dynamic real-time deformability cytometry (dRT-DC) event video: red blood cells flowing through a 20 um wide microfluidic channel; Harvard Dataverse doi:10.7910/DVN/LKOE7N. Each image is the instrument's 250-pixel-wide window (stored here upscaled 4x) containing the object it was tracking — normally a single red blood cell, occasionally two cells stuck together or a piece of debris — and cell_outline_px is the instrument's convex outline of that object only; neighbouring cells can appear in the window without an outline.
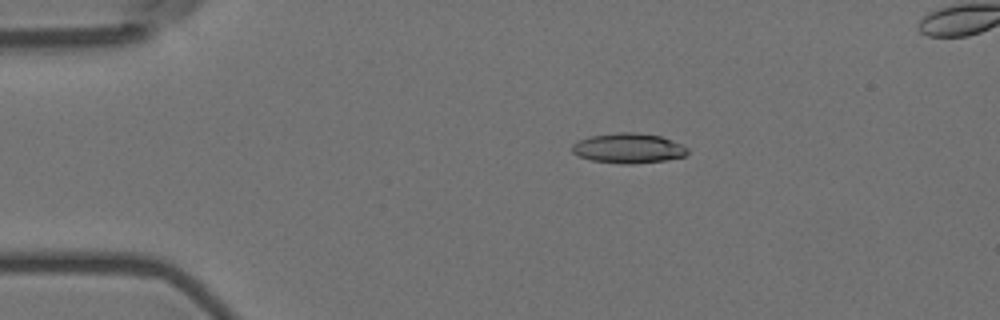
{"species": "Egyptian fruit bat (a non-hibernating species)", "species_latin": "Rousettus aegyptiacus", "temperature_condition": "room temperature", "stored_images_in_passage": 12, "camera_frame_rate_fps": 3000, "um_per_image_px": 0.085, "animal": {"sex": "female"}, "frame": {"image": 1, "passage_image": 2, "time_ms": 0.333, "image_size_px": [1000, 320], "cell_outline_px": [[688, 152], [684, 156], [664, 160], [632, 164], [620, 164], [592, 160], [580, 156], [572, 152], [572, 144], [588, 136], [616, 132], [636, 132], [660, 136], [680, 144], [688, 148]], "centroid_in_image_um": [53.39, 12.59], "position_along_channel_um": 31.6, "area_um2": 20.06}}
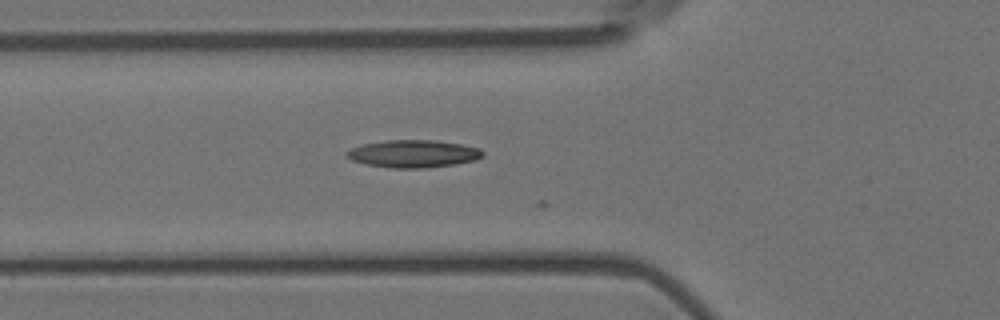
{"frame": {"image": 2, "passage_image": 11, "time_ms": 3.333, "image_size_px": [1000, 320], "cell_outline_px": [[484, 156], [476, 160], [456, 164], [424, 168], [388, 168], [364, 164], [352, 160], [344, 156], [352, 148], [364, 144], [388, 140], [436, 140], [460, 144], [480, 148], [484, 152]], "centroid_in_image_um": [35.16, 13.08], "position_along_channel_um": 90.6, "area_um2": 21.91}}